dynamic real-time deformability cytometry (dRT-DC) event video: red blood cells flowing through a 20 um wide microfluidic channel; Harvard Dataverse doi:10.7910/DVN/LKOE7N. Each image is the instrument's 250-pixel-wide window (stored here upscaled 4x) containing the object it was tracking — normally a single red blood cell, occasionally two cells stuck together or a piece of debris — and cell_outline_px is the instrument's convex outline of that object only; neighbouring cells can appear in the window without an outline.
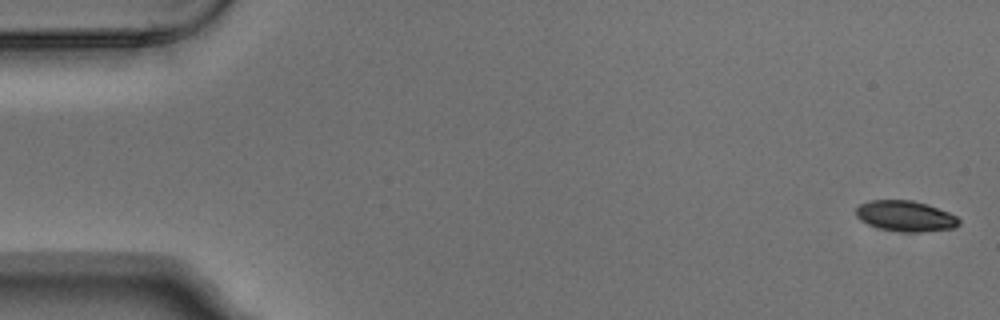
{"species": "Egyptian fruit bat (a non-hibernating species)", "species_latin": "Rousettus aegyptiacus", "temperature_condition": "warm", "stored_images_in_passage": 4, "camera_frame_rate_fps": 3000, "um_per_image_px": 0.085, "animal": {"sex": "male"}, "frame": {"image": 1, "passage_image": 1, "time_ms": 0.0, "image_size_px": [1000, 320], "cell_outline_px": [[960, 224], [956, 228], [920, 232], [896, 232], [880, 228], [868, 224], [860, 220], [856, 216], [856, 208], [860, 204], [868, 200], [912, 200], [928, 204], [948, 212], [956, 216], [960, 220]], "centroid_in_image_um": [76.97, 18.37], "position_along_channel_um": 8.0, "area_um2": 18.61}}